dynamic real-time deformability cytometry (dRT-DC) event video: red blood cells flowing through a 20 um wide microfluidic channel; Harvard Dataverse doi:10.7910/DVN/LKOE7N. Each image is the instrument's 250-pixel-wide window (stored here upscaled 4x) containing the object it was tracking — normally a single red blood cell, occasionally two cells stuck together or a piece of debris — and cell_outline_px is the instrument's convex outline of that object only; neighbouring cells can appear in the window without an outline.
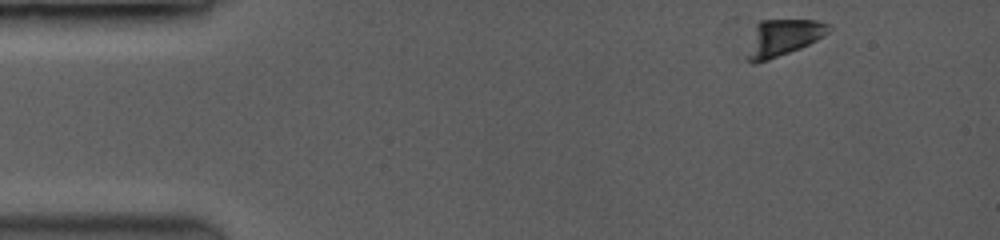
{"species": "common noctule bat (a hibernating species)", "species_latin": "Nyctalus noctula", "temperature_condition": "room temperature", "stored_images_in_passage": 81, "camera_frame_rate_fps": 3500, "um_per_image_px": 0.085, "animal": {"sex": "female", "body_mass_g": 19.0, "forearm_length_mm": 53.3}, "frame": {"image": 1, "passage_image": 1, "time_ms": 0.0, "image_size_px": [1000, 240], "cell_outline_px": [[828, 32], [816, 40], [800, 48], [768, 60], [748, 60], [748, 56], [756, 24], [760, 20], [812, 20], [828, 24]], "centroid_in_image_um": [66.59, 3.16], "position_along_channel_um": 18.4, "area_um2": 16.36}}
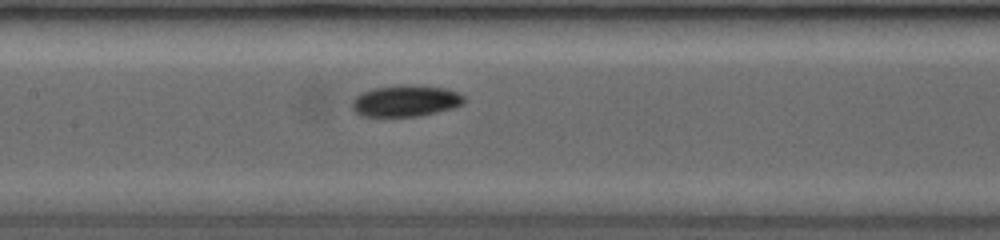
{"frame": {"image": 2, "passage_image": 28, "time_ms": 6.0, "image_size_px": [1000, 240], "cell_outline_px": [[464, 100], [460, 104], [452, 108], [416, 116], [364, 116], [356, 112], [352, 104], [356, 96], [364, 92], [376, 88], [400, 84], [408, 84], [444, 88], [456, 92], [464, 96]], "centroid_in_image_um": [34.47, 8.56], "position_along_channel_um": 172.9, "area_um2": 20.0}}
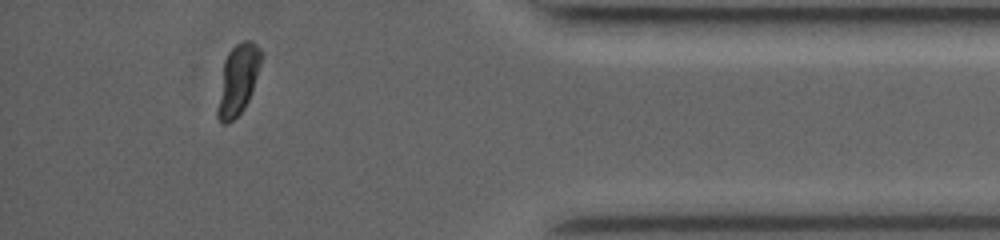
{"frame": {"image": 3, "passage_image": 71, "time_ms": 12.571, "image_size_px": [1000, 240], "cell_outline_px": [[264, 56], [248, 100], [244, 108], [232, 120], [224, 124], [220, 124], [216, 116], [216, 108], [224, 60], [228, 52], [236, 44], [244, 40], [252, 40], [264, 52]], "centroid_in_image_um": [20.22, 6.74], "position_along_channel_um": 415.0, "area_um2": 18.03}, "authors_computed_cell_mechanics": {"area_um2": 18.7272, "velocity_mm_per_s": 4.0608, "shape_relaxation_time_tau1_ms": 1.7151, "shape_relaxation_time_tau2_ms": null, "deformation_change_tau1": 0.1037, "deformation_change_tau2": null}}